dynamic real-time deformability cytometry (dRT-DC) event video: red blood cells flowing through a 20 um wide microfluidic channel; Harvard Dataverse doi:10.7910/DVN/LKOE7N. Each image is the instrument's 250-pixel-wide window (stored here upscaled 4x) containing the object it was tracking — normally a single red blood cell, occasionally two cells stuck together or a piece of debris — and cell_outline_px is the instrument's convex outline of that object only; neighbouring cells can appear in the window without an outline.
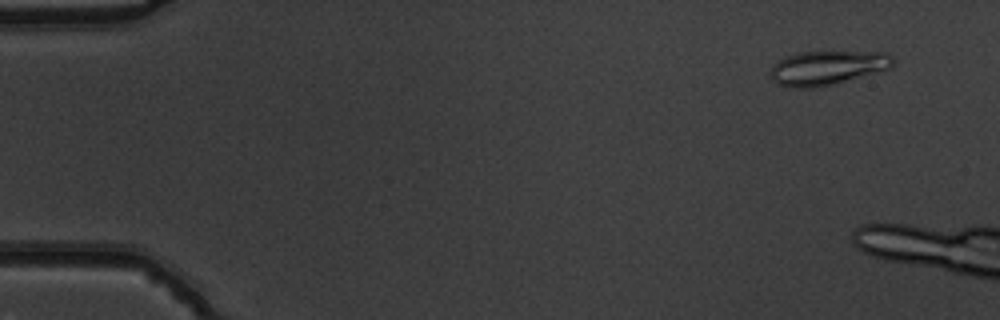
{"species": "common noctule bat (a hibernating species)", "species_latin": "Nyctalus noctula", "temperature_condition": "warm", "stored_images_in_passage": 11, "camera_frame_rate_fps": 3000, "um_per_image_px": 0.085, "animal": {"sex": "male", "body_mass_g": 19.5, "forearm_length_mm": 54.6}, "frame": {"image": 1, "passage_image": 5, "time_ms": 1.333, "image_size_px": [1000, 320], "cell_outline_px": [[872, 68], [836, 80], [816, 84], [792, 84], [788, 80], [780, 64], [788, 60], [800, 56], [868, 56]], "centroid_in_image_um": [69.98, 5.81], "position_along_channel_um": 15.0, "area_um2": 14.28}}